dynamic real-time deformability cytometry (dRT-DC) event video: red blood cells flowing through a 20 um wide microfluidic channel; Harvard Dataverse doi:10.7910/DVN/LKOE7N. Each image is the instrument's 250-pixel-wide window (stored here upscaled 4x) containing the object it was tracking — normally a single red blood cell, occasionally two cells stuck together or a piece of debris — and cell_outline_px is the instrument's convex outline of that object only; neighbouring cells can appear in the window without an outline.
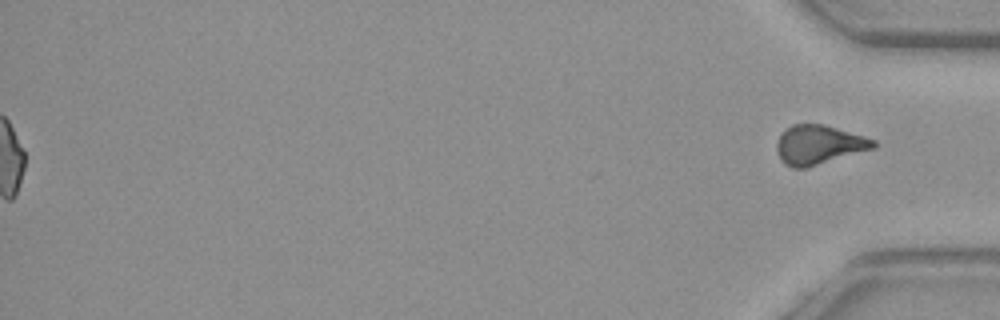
{"species": "common noctule bat (a hibernating species)", "species_latin": "Nyctalus noctula", "temperature_condition": "warm", "stored_images_in_passage": 40, "segment_of_instrument_passage": [2, 2], "camera_frame_rate_fps": 3000, "um_per_image_px": 0.085, "animal": {"sex": "female", "body_mass_g": 29.2, "forearm_length_mm": 56.3}, "frame": {"image": 1, "passage_image": 40, "time_ms": 13.0, "image_size_px": [1000, 320], "cell_outline_px": [[876, 144], [872, 148], [804, 168], [792, 168], [784, 164], [780, 160], [776, 148], [776, 144], [784, 128], [792, 124], [824, 124], [864, 136], [876, 140]], "centroid_in_image_um": [69.54, 12.29], "position_along_channel_um": 365.7, "area_um2": 21.79}}